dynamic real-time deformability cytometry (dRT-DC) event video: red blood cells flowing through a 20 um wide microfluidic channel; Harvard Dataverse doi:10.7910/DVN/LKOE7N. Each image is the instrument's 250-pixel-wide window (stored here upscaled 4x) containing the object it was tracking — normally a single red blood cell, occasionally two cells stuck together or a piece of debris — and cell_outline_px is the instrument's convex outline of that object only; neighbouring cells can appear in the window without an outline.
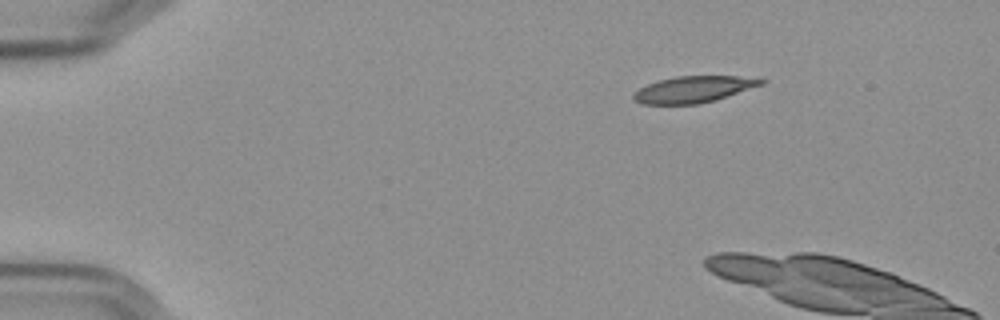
{"species": "Egyptian fruit bat (a non-hibernating species)", "species_latin": "Rousettus aegyptiacus", "temperature_condition": "cold", "stored_images_in_passage": 7, "camera_frame_rate_fps": 3000, "um_per_image_px": 0.085, "frame": {"image": 1, "passage_image": 1, "time_ms": 0.0, "image_size_px": [1000, 320], "cell_outline_px": [[768, 80], [764, 84], [716, 100], [700, 104], [640, 104], [632, 100], [632, 96], [640, 88], [648, 84], [660, 80], [676, 76], [736, 76]], "centroid_in_image_um": [58.95, 7.6], "position_along_channel_um": 26.1, "area_um2": 19.65}}